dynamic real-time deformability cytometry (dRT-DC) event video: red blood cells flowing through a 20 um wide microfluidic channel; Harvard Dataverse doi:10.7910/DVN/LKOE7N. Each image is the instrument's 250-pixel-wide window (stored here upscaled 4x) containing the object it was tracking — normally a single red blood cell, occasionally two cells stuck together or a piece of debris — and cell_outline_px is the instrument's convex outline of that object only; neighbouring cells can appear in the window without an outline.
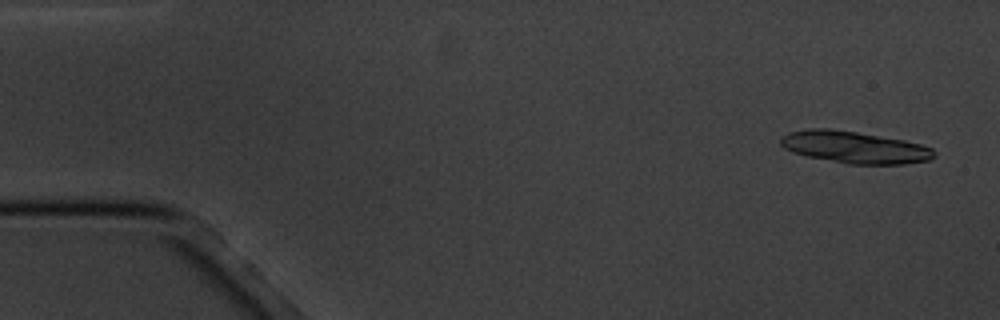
{"species": "common noctule bat (a hibernating species)", "species_latin": "Nyctalus noctula", "temperature_condition": "cold", "stored_images_in_passage": 4, "camera_frame_rate_fps": 3000, "um_per_image_px": 0.085, "animal": {"sex": "male", "body_mass_g": 20.1, "forearm_length_mm": 53.5}, "frame": {"image": 1, "passage_image": 1, "time_ms": 0.0, "image_size_px": [1000, 320], "cell_outline_px": [[936, 156], [928, 160], [904, 164], [848, 164], [808, 156], [792, 152], [784, 148], [780, 144], [780, 136], [788, 132], [808, 128], [828, 128], [856, 132], [904, 140], [920, 144], [932, 148], [936, 152]], "centroid_in_image_um": [72.61, 12.51], "position_along_channel_um": 12.4, "area_um2": 28.61}}